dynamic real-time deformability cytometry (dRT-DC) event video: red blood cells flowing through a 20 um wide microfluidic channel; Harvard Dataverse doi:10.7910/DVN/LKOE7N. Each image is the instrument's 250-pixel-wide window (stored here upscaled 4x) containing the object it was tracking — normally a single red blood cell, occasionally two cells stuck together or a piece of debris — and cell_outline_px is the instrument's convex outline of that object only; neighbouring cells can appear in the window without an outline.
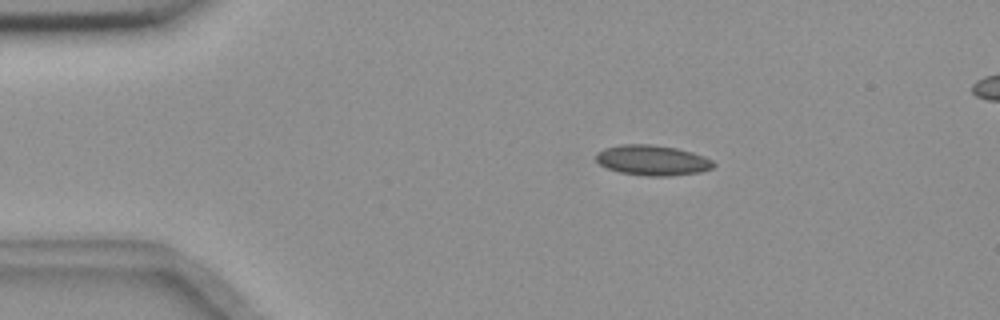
{"species": "common noctule bat (a hibernating species)", "species_latin": "Nyctalus noctula", "temperature_condition": "room temperature", "stored_images_in_passage": 6, "camera_frame_rate_fps": 3000, "um_per_image_px": 0.085, "animal": {"sex": "female", "body_mass_g": 18.4}, "frame": {"image": 1, "passage_image": 3, "time_ms": 0.667, "image_size_px": [1000, 320], "cell_outline_px": [[716, 164], [712, 168], [700, 172], [668, 176], [648, 176], [620, 172], [608, 168], [600, 164], [596, 160], [596, 152], [604, 148], [620, 144], [652, 144], [676, 148], [692, 152], [704, 156], [712, 160]], "centroid_in_image_um": [55.45, 13.61], "position_along_channel_um": 29.5, "area_um2": 20.75}}